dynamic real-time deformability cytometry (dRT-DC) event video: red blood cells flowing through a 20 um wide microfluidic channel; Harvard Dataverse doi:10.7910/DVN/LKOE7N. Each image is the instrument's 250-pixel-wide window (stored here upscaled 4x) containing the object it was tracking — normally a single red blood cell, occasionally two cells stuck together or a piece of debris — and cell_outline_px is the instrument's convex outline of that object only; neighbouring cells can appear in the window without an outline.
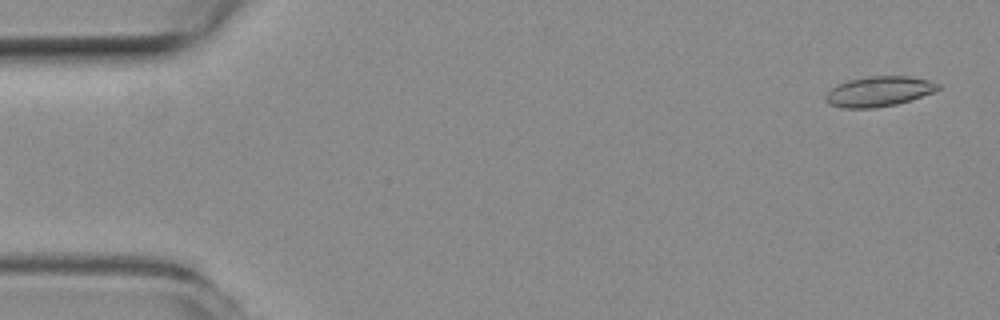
{"species": "common noctule bat (a hibernating species)", "species_latin": "Nyctalus noctula", "temperature_condition": "room temperature", "stored_images_in_passage": 55, "camera_frame_rate_fps": 3000, "um_per_image_px": 0.085, "animal": {"sex": "female", "body_mass_g": 19.3, "forearm_length_mm": 54.1}, "frame": {"image": 1, "passage_image": 2, "time_ms": 0.333, "image_size_px": [1000, 320], "cell_outline_px": [[940, 88], [932, 92], [896, 104], [876, 108], [844, 108], [828, 104], [824, 100], [824, 96], [832, 88], [848, 80], [868, 76], [908, 76], [928, 80], [940, 84]], "centroid_in_image_um": [74.66, 7.77], "position_along_channel_um": 10.3, "area_um2": 19.54}}
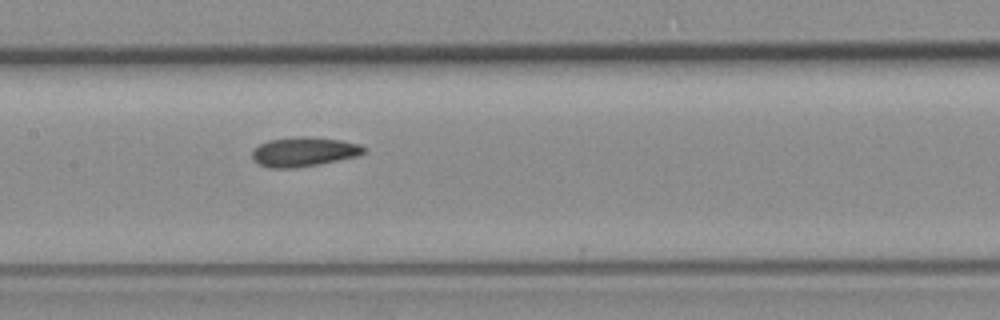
{"frame": {"image": 2, "passage_image": 26, "time_ms": 8.333, "image_size_px": [1000, 320], "cell_outline_px": [[368, 152], [356, 156], [296, 168], [268, 168], [260, 164], [252, 156], [252, 152], [260, 144], [268, 140], [300, 136], [304, 136], [340, 140], [360, 144], [368, 148]], "centroid_in_image_um": [25.86, 12.89], "position_along_channel_um": 181.5, "area_um2": 18.96}}
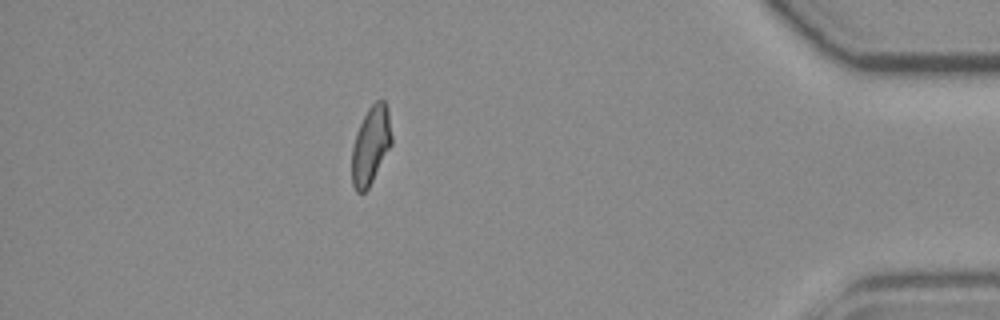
{"frame": {"image": 3, "passage_image": 48, "time_ms": 15.667, "image_size_px": [1000, 320], "cell_outline_px": [[392, 144], [368, 188], [364, 192], [356, 192], [352, 184], [352, 148], [356, 132], [368, 108], [376, 100], [384, 100], [388, 108], [392, 136]], "centroid_in_image_um": [31.52, 12.33], "position_along_channel_um": 403.7, "area_um2": 18.03}, "authors_computed_cell_mechanics": {"area_um2": 18.9006, "velocity_mm_per_s": 3.7218, "shape_relaxation_time_tau1_ms": null, "shape_relaxation_time_tau2_ms": 2.3404, "deformation_change_tau1": null, "deformation_change_tau2": 0.0789}}